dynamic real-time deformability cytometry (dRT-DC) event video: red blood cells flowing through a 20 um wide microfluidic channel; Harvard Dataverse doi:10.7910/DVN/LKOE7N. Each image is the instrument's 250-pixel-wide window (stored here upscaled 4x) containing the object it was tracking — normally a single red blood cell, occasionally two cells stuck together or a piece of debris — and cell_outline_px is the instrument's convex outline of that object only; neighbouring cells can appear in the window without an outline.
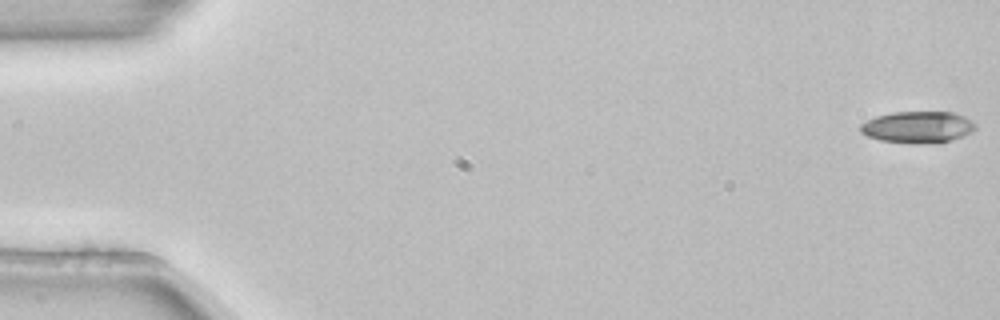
{"species": "common noctule bat (a hibernating species)", "species_latin": "Nyctalus noctula", "temperature_condition": "room temperature", "stored_images_in_passage": 6, "camera_frame_rate_fps": 3000, "um_per_image_px": 0.085, "animal": {"sex": "female", "body_mass_g": 22.7, "forearm_length_mm": 54.2}, "frame": {"image": 1, "passage_image": 1, "time_ms": 0.0, "image_size_px": [1000, 320], "cell_outline_px": [[976, 128], [972, 132], [964, 136], [952, 140], [916, 144], [908, 144], [880, 140], [868, 136], [860, 132], [860, 124], [876, 116], [892, 112], [952, 112], [964, 116], [972, 120], [976, 124]], "centroid_in_image_um": [78.02, 10.8], "position_along_channel_um": 7.0, "area_um2": 21.33}}
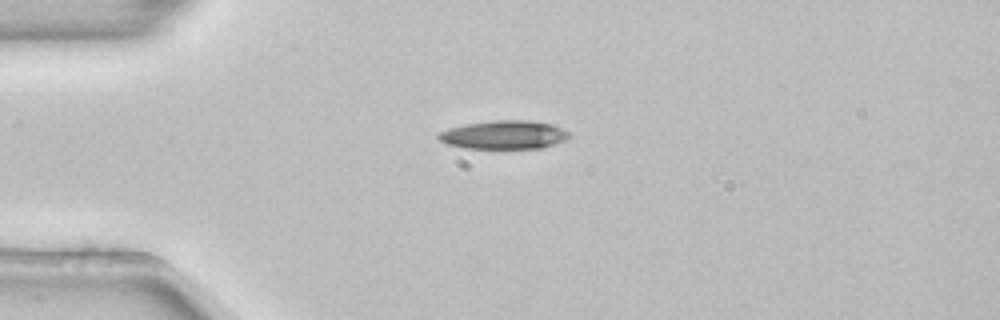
{"frame": {"image": 2, "passage_image": 4, "time_ms": 1.0, "image_size_px": [1000, 320], "cell_outline_px": [[572, 136], [564, 140], [540, 148], [464, 148], [448, 144], [440, 140], [436, 136], [440, 132], [448, 128], [468, 124], [496, 120], [524, 120], [552, 124], [568, 132]], "centroid_in_image_um": [42.83, 11.46], "position_along_channel_um": 42.2, "area_um2": 21.39}}